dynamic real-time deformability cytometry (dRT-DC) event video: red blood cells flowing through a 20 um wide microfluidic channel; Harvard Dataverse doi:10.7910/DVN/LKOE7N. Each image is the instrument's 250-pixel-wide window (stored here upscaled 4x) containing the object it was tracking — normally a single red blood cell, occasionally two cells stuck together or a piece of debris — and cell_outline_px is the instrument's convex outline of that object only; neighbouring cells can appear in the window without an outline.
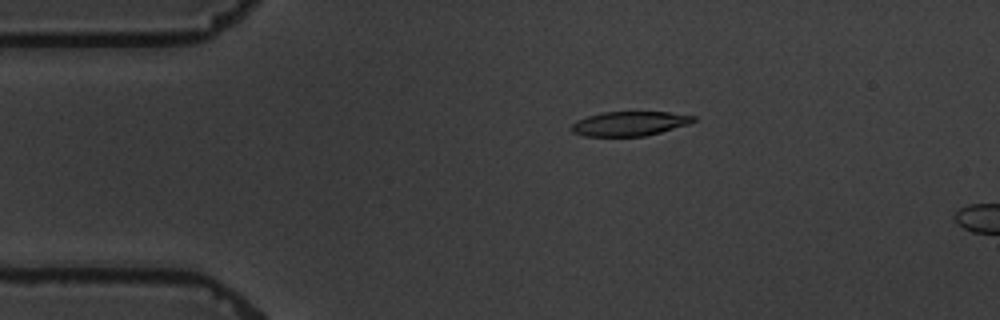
{"species": "common noctule bat (a hibernating species)", "species_latin": "Nyctalus noctula", "temperature_condition": "warm", "stored_images_in_passage": 3, "camera_frame_rate_fps": 3000, "um_per_image_px": 0.085, "animal": {"sex": "male", "body_mass_g": 19.5, "forearm_length_mm": 54.6}, "frame": {"image": 1, "passage_image": 1, "time_ms": 0.0, "image_size_px": [1000, 320], "cell_outline_px": [[696, 120], [688, 124], [660, 132], [644, 136], [584, 136], [572, 132], [568, 128], [576, 120], [588, 116], [604, 112], [668, 112], [696, 116]], "centroid_in_image_um": [53.47, 10.51], "position_along_channel_um": 31.5, "area_um2": 17.34}}